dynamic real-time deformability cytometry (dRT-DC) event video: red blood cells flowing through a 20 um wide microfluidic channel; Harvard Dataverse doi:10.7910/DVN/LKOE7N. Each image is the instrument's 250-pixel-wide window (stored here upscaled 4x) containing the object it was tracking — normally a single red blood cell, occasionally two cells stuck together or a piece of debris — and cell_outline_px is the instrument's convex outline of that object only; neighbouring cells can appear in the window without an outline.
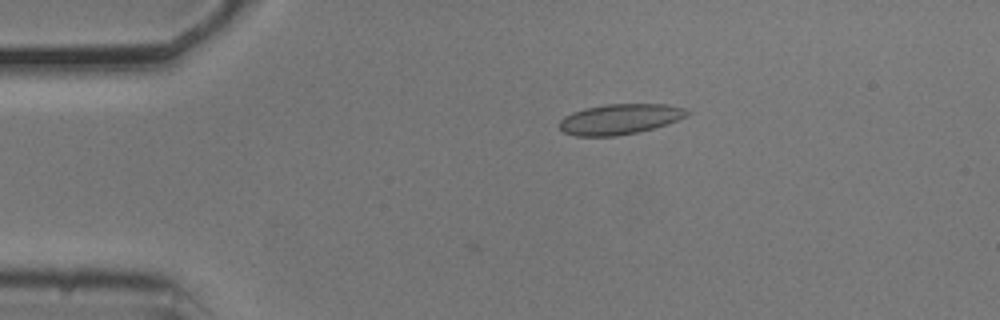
{"species": "common noctule bat (a hibernating species)", "species_latin": "Nyctalus noctula", "temperature_condition": "cold", "stored_images_in_passage": 40, "camera_frame_rate_fps": 3000, "um_per_image_px": 0.085, "animal": {"sex": "male", "body_mass_g": 20.5, "forearm_length_mm": 52.5}, "frame": {"image": 1, "passage_image": 1, "time_ms": 0.0, "image_size_px": [1000, 320], "cell_outline_px": [[692, 112], [688, 116], [640, 132], [616, 136], [576, 136], [564, 132], [560, 128], [560, 120], [564, 116], [572, 112], [584, 108], [604, 104], [664, 104], [684, 108]], "centroid_in_image_um": [52.67, 10.12], "position_along_channel_um": 32.3, "area_um2": 22.6}}
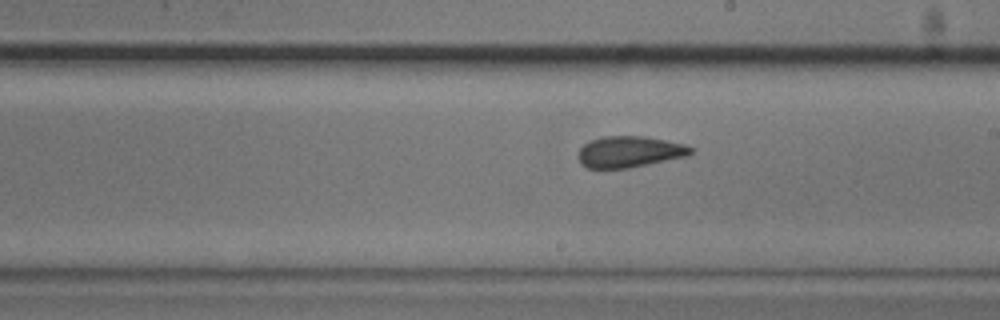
{"frame": {"image": 2, "passage_image": 21, "time_ms": 6.667, "image_size_px": [1000, 320], "cell_outline_px": [[696, 148], [688, 156], [628, 168], [588, 168], [580, 164], [576, 156], [580, 148], [584, 144], [592, 140], [604, 136], [644, 136], [684, 144]], "centroid_in_image_um": [53.5, 12.9], "position_along_channel_um": 235.5, "area_um2": 20.58}}
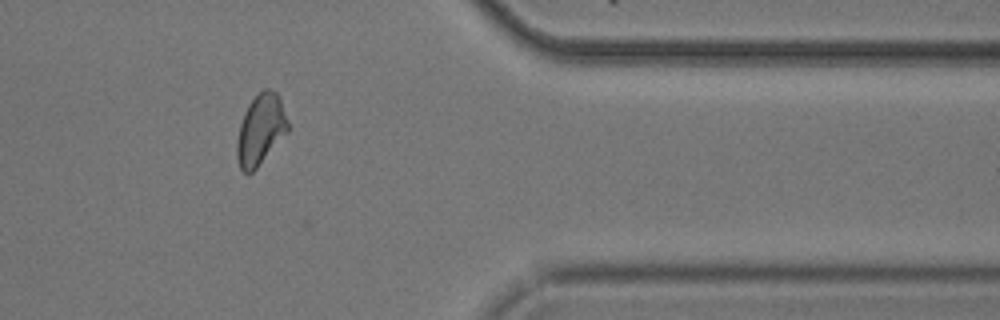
{"frame": {"image": 3, "passage_image": 35, "time_ms": 11.333, "image_size_px": [1000, 320], "cell_outline_px": [[288, 132], [256, 168], [252, 172], [244, 172], [240, 168], [236, 156], [236, 140], [240, 124], [244, 112], [248, 104], [264, 88], [268, 88], [276, 92], [280, 96], [288, 120]], "centroid_in_image_um": [22.15, 11.0], "position_along_channel_um": 389.2, "area_um2": 20.98}, "authors_computed_cell_mechanics": {"area_um2": 20.808, "velocity_mm_per_s": 3.713, "shape_relaxation_time_tau1_ms": null, "shape_relaxation_time_tau2_ms": 2.3394, "deformation_change_tau1": null, "deformation_change_tau2": 0.0703}}